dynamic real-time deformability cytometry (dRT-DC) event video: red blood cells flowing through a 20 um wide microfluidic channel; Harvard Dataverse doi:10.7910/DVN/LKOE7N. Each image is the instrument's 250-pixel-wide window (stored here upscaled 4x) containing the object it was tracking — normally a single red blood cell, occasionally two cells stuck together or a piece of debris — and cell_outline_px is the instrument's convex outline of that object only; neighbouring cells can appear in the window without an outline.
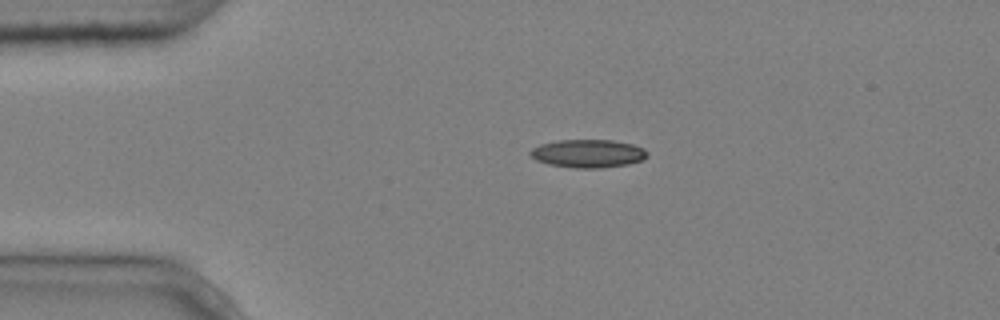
{"species": "common noctule bat (a hibernating species)", "species_latin": "Nyctalus noctula", "temperature_condition": "cold", "stored_images_in_passage": 2, "camera_frame_rate_fps": 3000, "um_per_image_px": 0.085, "animal": {"sex": "male", "body_mass_g": 20.4}, "frame": {"image": 1, "passage_image": 1, "time_ms": 0.0, "image_size_px": [1000, 320], "cell_outline_px": [[648, 156], [640, 160], [628, 164], [600, 168], [576, 168], [548, 164], [536, 160], [528, 152], [532, 148], [540, 144], [556, 140], [612, 140], [632, 144], [644, 148], [648, 152]], "centroid_in_image_um": [49.97, 13.04], "position_along_channel_um": 35.0, "area_um2": 19.19}}